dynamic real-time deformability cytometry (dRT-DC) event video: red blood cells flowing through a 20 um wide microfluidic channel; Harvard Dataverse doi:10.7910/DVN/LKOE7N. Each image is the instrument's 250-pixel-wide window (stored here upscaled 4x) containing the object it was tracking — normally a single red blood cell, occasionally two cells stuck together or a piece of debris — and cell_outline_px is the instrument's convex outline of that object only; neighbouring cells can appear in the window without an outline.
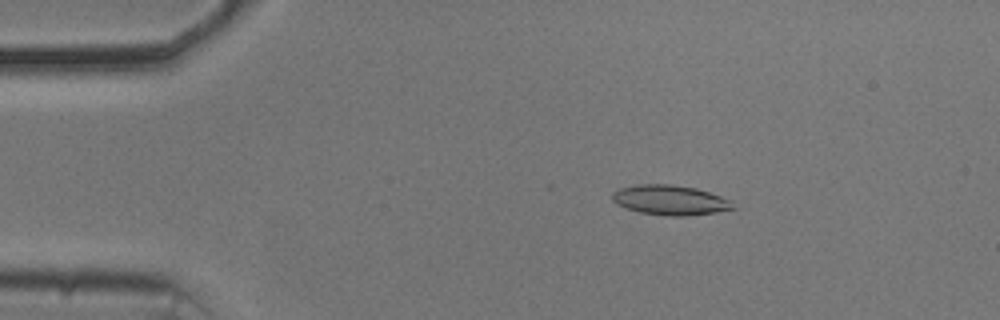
{"species": "common noctule bat (a hibernating species)", "species_latin": "Nyctalus noctula", "temperature_condition": "cold", "stored_images_in_passage": 22, "camera_frame_rate_fps": 3000, "um_per_image_px": 0.085, "animal": {"sex": "male", "body_mass_g": 20.5, "forearm_length_mm": 52.5}, "frame": {"image": 1, "passage_image": 8, "time_ms": 2.333, "image_size_px": [1000, 320], "cell_outline_px": [[736, 208], [716, 212], [688, 216], [668, 216], [640, 212], [616, 204], [612, 200], [612, 192], [620, 188], [640, 184], [672, 184], [696, 188], [732, 200]], "centroid_in_image_um": [56.98, 17.01], "position_along_channel_um": 28.0, "area_um2": 21.04}}
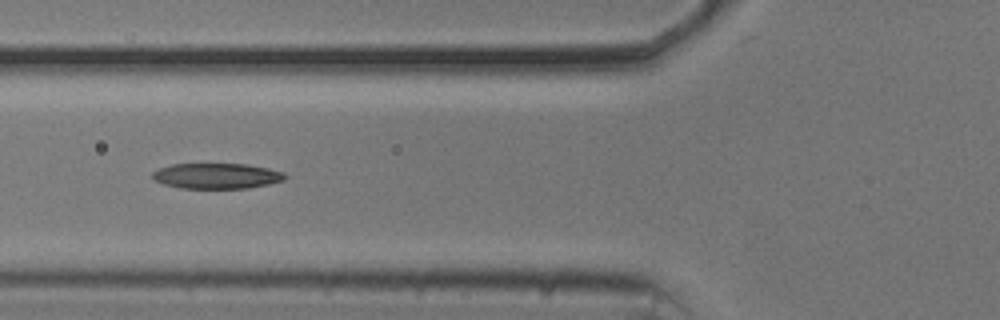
{"frame": {"image": 2, "passage_image": 19, "time_ms": 6.0, "image_size_px": [1000, 320], "cell_outline_px": [[288, 176], [284, 180], [268, 184], [248, 188], [180, 188], [164, 184], [152, 180], [152, 172], [160, 168], [172, 164], [244, 164], [268, 168], [284, 172]], "centroid_in_image_um": [18.41, 14.95], "position_along_channel_um": 107.4, "area_um2": 19.71}}
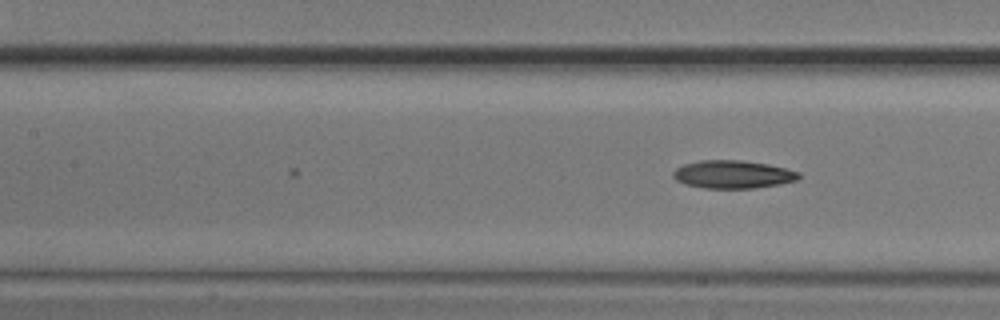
{"frame": {"image": 3, "passage_image": 22, "time_ms": 7.0, "image_size_px": [1000, 320], "cell_outline_px": [[800, 176], [796, 180], [780, 184], [756, 188], [704, 188], [684, 184], [676, 180], [672, 176], [672, 172], [676, 168], [684, 164], [700, 160], [740, 160], [768, 164], [800, 172]], "centroid_in_image_um": [62.27, 14.82], "position_along_channel_um": 145.1, "area_um2": 20.52}}